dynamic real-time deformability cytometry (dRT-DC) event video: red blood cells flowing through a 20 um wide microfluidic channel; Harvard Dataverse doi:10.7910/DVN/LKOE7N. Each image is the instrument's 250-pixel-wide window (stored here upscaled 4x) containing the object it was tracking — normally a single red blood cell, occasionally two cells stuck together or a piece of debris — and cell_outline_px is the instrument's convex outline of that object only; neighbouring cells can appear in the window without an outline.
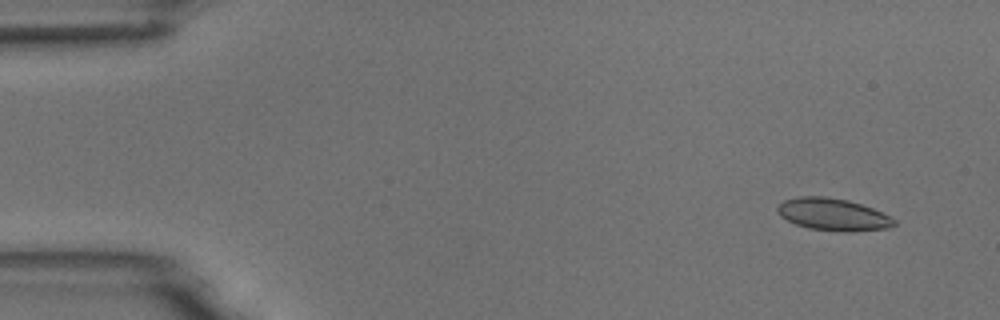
{"species": "common noctule bat (a hibernating species)", "species_latin": "Nyctalus noctula", "temperature_condition": "room temperature", "stored_images_in_passage": 5, "camera_frame_rate_fps": 3000, "um_per_image_px": 0.085, "animal": {"sex": "male", "body_mass_g": 18.8}, "frame": {"image": 1, "passage_image": 2, "time_ms": 1.0, "image_size_px": [1000, 320], "cell_outline_px": [[896, 224], [888, 228], [852, 232], [840, 232], [808, 228], [796, 224], [780, 216], [776, 212], [776, 208], [784, 200], [800, 196], [824, 196], [848, 200], [872, 208], [896, 220]], "centroid_in_image_um": [70.79, 18.24], "position_along_channel_um": 14.2, "area_um2": 21.91}}
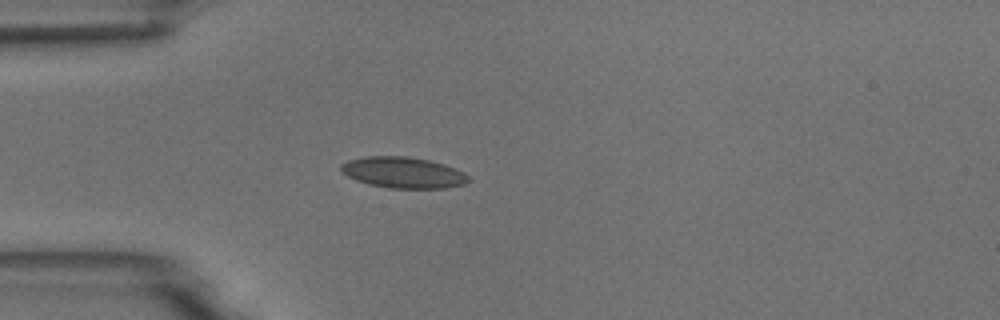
{"frame": {"image": 2, "passage_image": 5, "time_ms": 4.667, "image_size_px": [1000, 320], "cell_outline_px": [[472, 180], [464, 184], [444, 188], [388, 188], [368, 184], [356, 180], [340, 172], [340, 164], [348, 160], [364, 156], [408, 156], [428, 160], [444, 164], [456, 168], [464, 172]], "centroid_in_image_um": [34.26, 14.66], "position_along_channel_um": 50.7, "area_um2": 23.29}}